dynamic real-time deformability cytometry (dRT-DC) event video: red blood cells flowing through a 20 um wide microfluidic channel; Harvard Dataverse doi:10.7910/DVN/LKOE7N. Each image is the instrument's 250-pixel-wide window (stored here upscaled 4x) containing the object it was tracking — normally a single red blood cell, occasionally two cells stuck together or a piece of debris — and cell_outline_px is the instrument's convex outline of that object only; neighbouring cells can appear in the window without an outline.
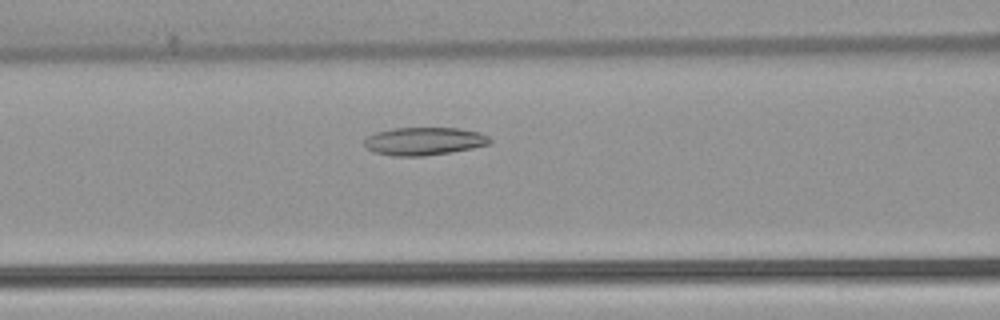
{"species": "common noctule bat (a hibernating species)", "species_latin": "Nyctalus noctula", "temperature_condition": "warm", "stored_images_in_passage": 43, "camera_frame_rate_fps": 3000, "um_per_image_px": 0.085, "animal": {"sex": "female", "body_mass_g": 22.7, "forearm_length_mm": 54.2}, "frame": {"image": 1, "passage_image": 12, "time_ms": 3.667, "image_size_px": [1000, 320], "cell_outline_px": [[492, 140], [488, 144], [472, 148], [452, 152], [424, 156], [392, 156], [372, 152], [364, 144], [364, 140], [368, 136], [376, 132], [392, 128], [460, 128], [480, 132], [488, 136]], "centroid_in_image_um": [36.04, 12.0], "position_along_channel_um": 130.6, "area_um2": 20.52}}
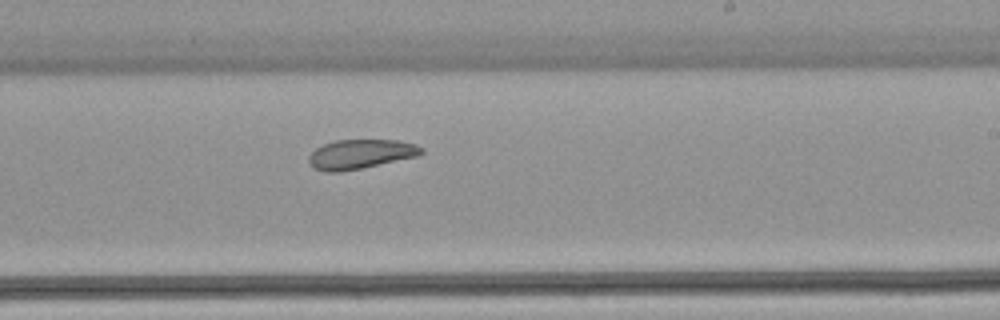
{"frame": {"image": 2, "passage_image": 22, "time_ms": 7.0, "image_size_px": [1000, 320], "cell_outline_px": [[424, 152], [420, 156], [340, 172], [324, 172], [312, 168], [308, 164], [308, 156], [316, 148], [324, 144], [336, 140], [400, 140], [416, 144], [424, 148]], "centroid_in_image_um": [30.65, 13.1], "position_along_channel_um": 258.4, "area_um2": 19.54}}
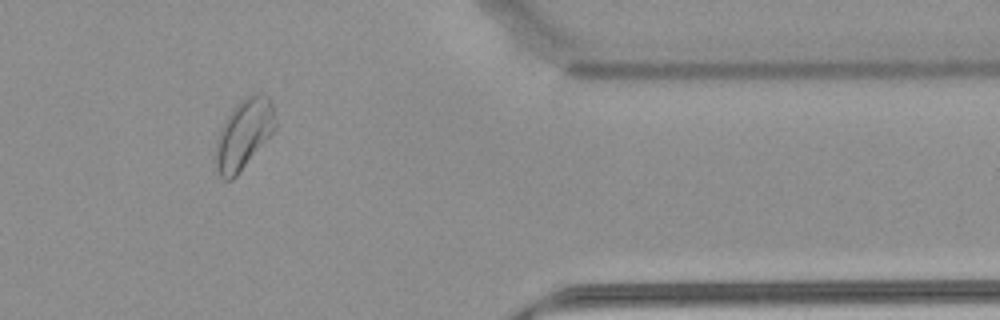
{"frame": {"image": 3, "passage_image": 34, "time_ms": 11.0, "image_size_px": [1000, 320], "cell_outline_px": [[276, 128], [236, 176], [232, 180], [224, 180], [220, 176], [216, 168], [216, 140], [220, 128], [224, 120], [232, 108], [244, 96], [256, 92], [260, 92], [268, 96], [272, 100], [276, 120]], "centroid_in_image_um": [20.73, 11.34], "position_along_channel_um": 390.7, "area_um2": 24.45}, "authors_computed_cell_mechanics": {"area_um2": 21.675, "velocity_mm_per_s": 3.8497, "shape_relaxation_time_tau1_ms": null, "shape_relaxation_time_tau2_ms": 6.9154, "deformation_change_tau1": null, "deformation_change_tau2": 0.1291}}